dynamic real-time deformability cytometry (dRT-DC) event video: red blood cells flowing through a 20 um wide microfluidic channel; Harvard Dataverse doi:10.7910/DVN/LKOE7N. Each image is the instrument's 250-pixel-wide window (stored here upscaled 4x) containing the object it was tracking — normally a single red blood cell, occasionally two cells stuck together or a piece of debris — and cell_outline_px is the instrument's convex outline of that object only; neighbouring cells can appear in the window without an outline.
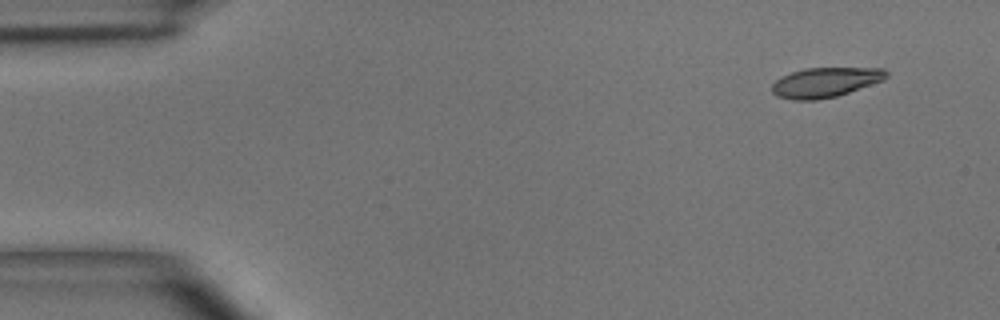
{"species": "common noctule bat (a hibernating species)", "species_latin": "Nyctalus noctula", "temperature_condition": "room temperature", "stored_images_in_passage": 4, "camera_frame_rate_fps": 3000, "um_per_image_px": 0.085, "animal": {"sex": "male", "body_mass_g": 15.6}, "frame": {"image": 1, "passage_image": 1, "time_ms": 0.0, "image_size_px": [1000, 320], "cell_outline_px": [[888, 76], [884, 80], [836, 96], [816, 100], [792, 100], [776, 96], [772, 92], [772, 84], [780, 76], [804, 68], [884, 68], [888, 72]], "centroid_in_image_um": [70.13, 6.99], "position_along_channel_um": 14.9, "area_um2": 19.88}}
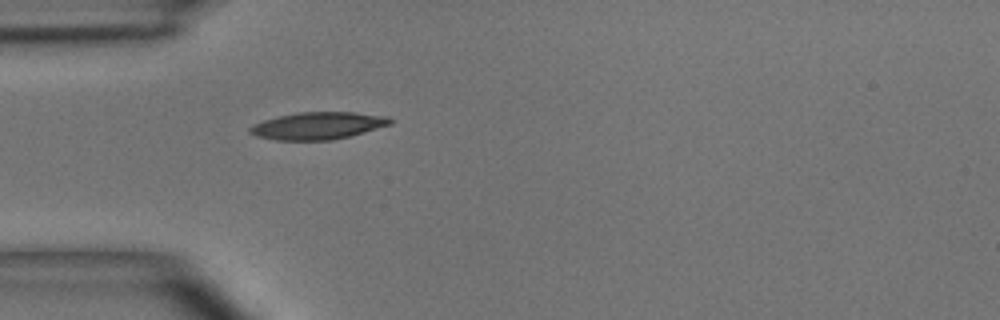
{"frame": {"image": 2, "passage_image": 4, "time_ms": 3.667, "image_size_px": [1000, 320], "cell_outline_px": [[392, 124], [348, 136], [332, 140], [276, 140], [256, 136], [248, 132], [248, 128], [252, 124], [264, 120], [280, 116], [300, 112], [352, 112], [388, 116], [392, 120]], "centroid_in_image_um": [27.0, 10.68], "position_along_channel_um": 58.0, "area_um2": 22.14}}